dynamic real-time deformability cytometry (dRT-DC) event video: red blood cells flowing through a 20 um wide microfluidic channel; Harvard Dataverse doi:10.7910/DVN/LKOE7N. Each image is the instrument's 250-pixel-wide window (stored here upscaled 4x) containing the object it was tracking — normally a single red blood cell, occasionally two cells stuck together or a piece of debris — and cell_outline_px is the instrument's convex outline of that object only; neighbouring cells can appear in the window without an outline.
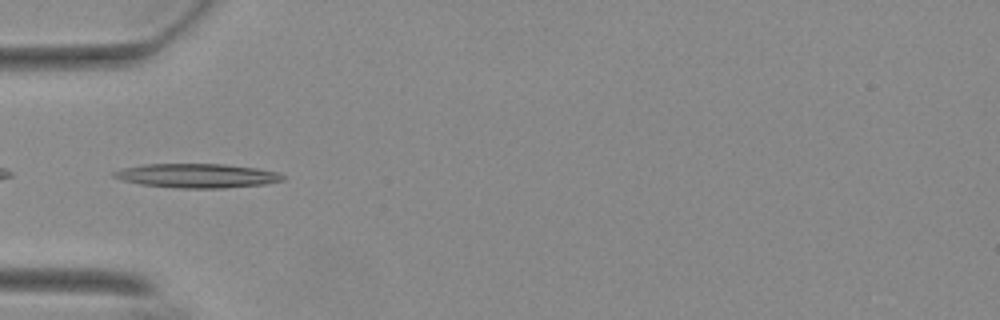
{"species": "Egyptian fruit bat (a non-hibernating species)", "species_latin": "Rousettus aegyptiacus", "temperature_condition": "warm", "stored_images_in_passage": 38, "camera_frame_rate_fps": 3000, "um_per_image_px": 0.085, "animal": {"sex": "female"}, "frame": {"image": 1, "passage_image": 1, "time_ms": 0.0, "image_size_px": [1000, 320], "cell_outline_px": [[284, 180], [264, 184], [224, 188], [176, 188], [140, 184], [124, 180], [112, 176], [112, 172], [124, 168], [144, 164], [224, 164], [256, 168], [276, 172], [284, 176]], "centroid_in_image_um": [16.74, 14.93], "position_along_channel_um": 68.3, "area_um2": 23.58}}
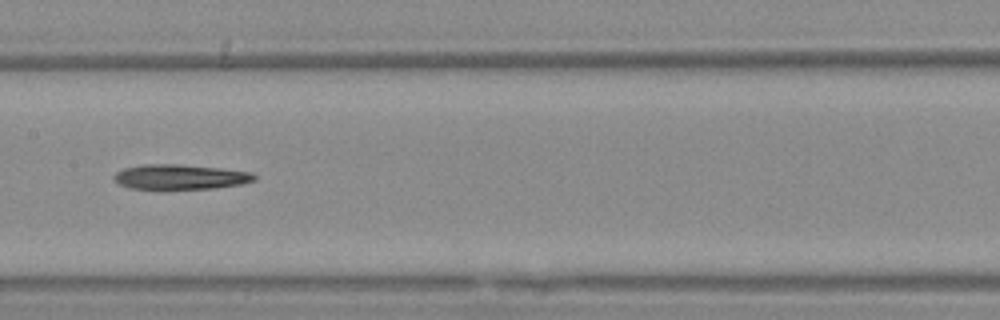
{"frame": {"image": 2, "passage_image": 11, "time_ms": 3.333, "image_size_px": [1000, 320], "cell_outline_px": [[256, 180], [240, 184], [212, 188], [128, 188], [120, 184], [112, 176], [116, 172], [124, 168], [144, 164], [176, 164], [220, 168], [252, 172], [256, 176]], "centroid_in_image_um": [15.32, 15.02], "position_along_channel_um": 192.1, "area_um2": 20.06}}
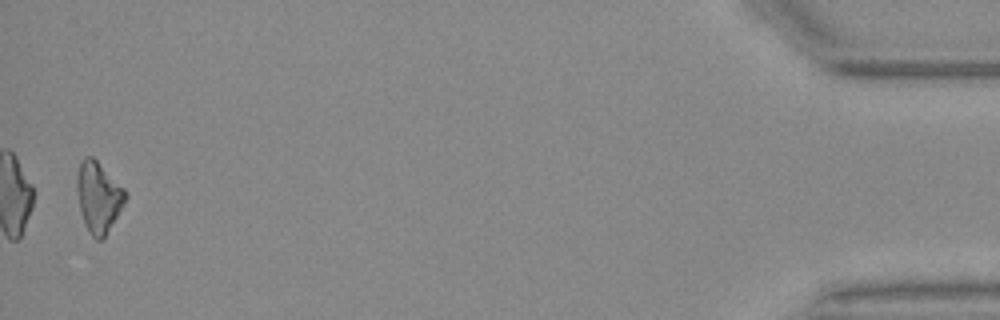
{"frame": {"image": 3, "passage_image": 37, "time_ms": 12.0, "image_size_px": [1000, 320], "cell_outline_px": [[128, 196], [104, 240], [96, 240], [88, 232], [80, 212], [76, 192], [76, 176], [80, 164], [84, 156], [92, 156], [128, 192]], "centroid_in_image_um": [8.36, 16.78], "position_along_channel_um": 426.8, "area_um2": 20.17}, "authors_computed_cell_mechanics": {"area_um2": 20.2589, "velocity_mm_per_s": 3.7232, "shape_relaxation_time_tau1_ms": 5.4734, "shape_relaxation_time_tau2_ms": null, "deformation_change_tau1": 0.2079, "deformation_change_tau2": null}}